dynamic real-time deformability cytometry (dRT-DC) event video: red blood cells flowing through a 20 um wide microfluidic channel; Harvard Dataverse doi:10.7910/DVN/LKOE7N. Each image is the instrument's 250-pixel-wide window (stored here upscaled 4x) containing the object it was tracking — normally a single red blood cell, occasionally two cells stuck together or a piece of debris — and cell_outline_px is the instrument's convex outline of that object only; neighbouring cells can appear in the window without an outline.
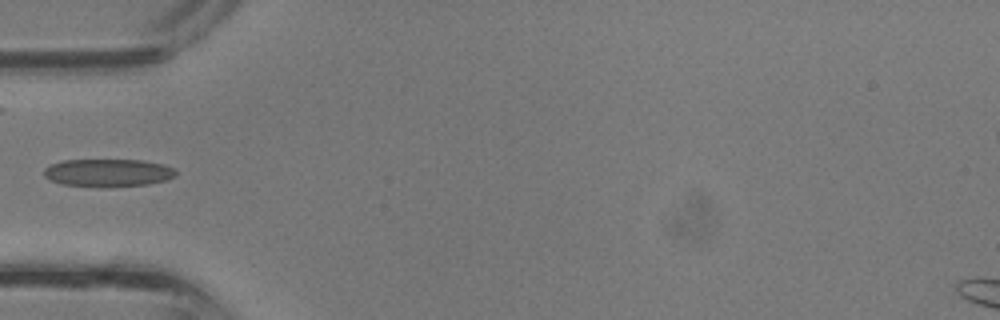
{"species": "common noctule bat (a hibernating species)", "species_latin": "Nyctalus noctula", "temperature_condition": "room temperature", "stored_images_in_passage": 26, "camera_frame_rate_fps": 3000, "um_per_image_px": 0.085, "animal": {"sex": "male", "body_mass_g": 13.3}, "frame": {"image": 1, "passage_image": 1, "time_ms": 0.0, "image_size_px": [1000, 320], "cell_outline_px": [[176, 176], [168, 180], [148, 184], [104, 188], [100, 188], [64, 184], [52, 180], [44, 176], [44, 168], [52, 164], [64, 160], [144, 160], [164, 164], [176, 168]], "centroid_in_image_um": [9.25, 14.69], "position_along_channel_um": 75.8, "area_um2": 21.68}}
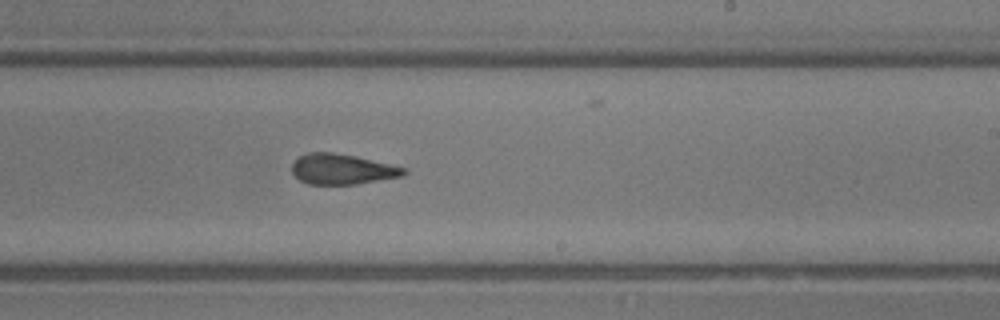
{"frame": {"image": 2, "passage_image": 11, "time_ms": 3.333, "image_size_px": [1000, 320], "cell_outline_px": [[408, 172], [404, 176], [356, 184], [308, 184], [300, 180], [292, 172], [292, 164], [300, 156], [308, 152], [332, 152], [356, 156], [408, 168]], "centroid_in_image_um": [29.12, 14.38], "position_along_channel_um": 259.9, "area_um2": 19.88}}
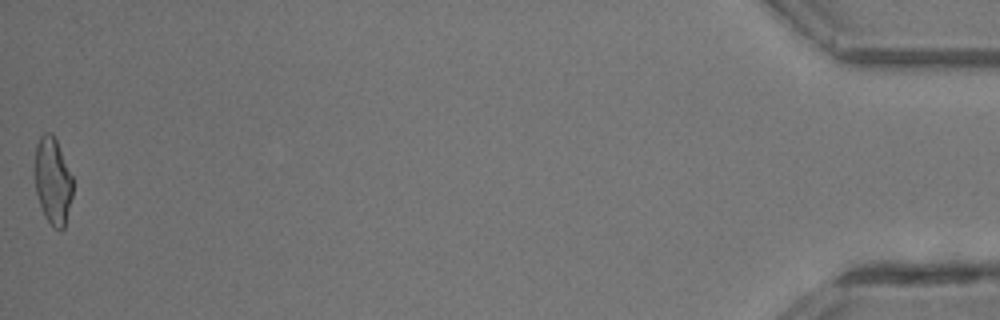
{"frame": {"image": 3, "passage_image": 26, "time_ms": 8.333, "image_size_px": [1000, 320], "cell_outline_px": [[72, 196], [64, 228], [60, 232], [44, 216], [36, 192], [36, 144], [40, 136], [44, 132], [52, 132], [56, 140], [72, 176]], "centroid_in_image_um": [4.49, 15.38], "position_along_channel_um": 430.7, "area_um2": 18.84}}